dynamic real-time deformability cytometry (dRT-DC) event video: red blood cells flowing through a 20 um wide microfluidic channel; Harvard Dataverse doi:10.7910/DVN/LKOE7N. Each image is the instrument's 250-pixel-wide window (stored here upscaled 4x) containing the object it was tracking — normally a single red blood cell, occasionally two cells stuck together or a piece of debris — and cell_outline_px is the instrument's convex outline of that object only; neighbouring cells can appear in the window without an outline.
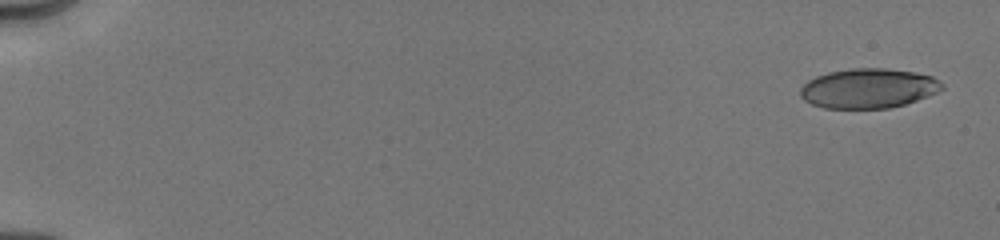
{"species": "human", "species_latin": "Homo sapiens", "temperature_condition": "cold", "stored_images_in_passage": 14, "camera_frame_rate_fps": 3000, "um_per_image_px": 0.085, "donor": {"sex": "male"}, "frame": {"image": 1, "passage_image": 1, "time_ms": 0.0, "image_size_px": [1000, 240], "cell_outline_px": [[944, 88], [936, 92], [916, 100], [904, 104], [888, 108], [824, 108], [812, 104], [804, 100], [800, 96], [800, 88], [808, 80], [816, 76], [828, 72], [852, 68], [888, 68], [916, 72], [932, 76], [940, 80], [944, 84]], "centroid_in_image_um": [73.81, 7.5], "position_along_channel_um": 11.2, "area_um2": 32.83}}
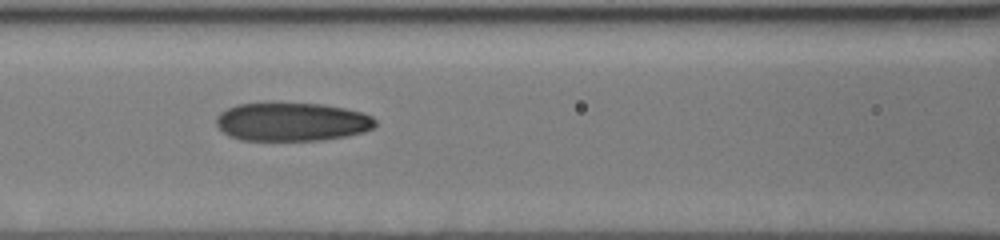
{"frame": {"image": 2, "passage_image": 12, "time_ms": 7.667, "image_size_px": [1000, 240], "cell_outline_px": [[376, 124], [372, 128], [364, 132], [348, 136], [320, 140], [240, 140], [228, 136], [216, 124], [216, 116], [220, 112], [236, 104], [324, 104], [344, 108], [360, 112], [372, 116], [376, 120]], "centroid_in_image_um": [24.81, 10.37], "position_along_channel_um": 141.8, "area_um2": 35.49}}
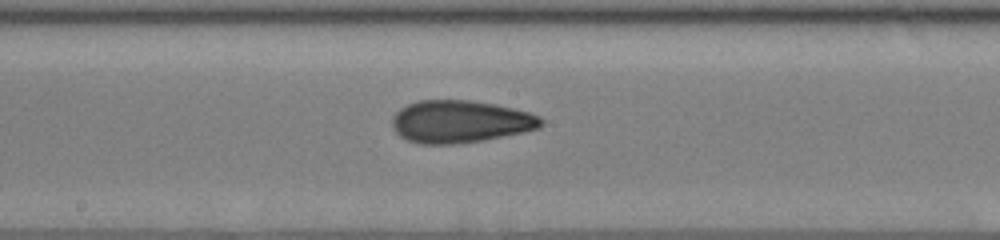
{"frame": {"image": 3, "passage_image": 14, "time_ms": 9.333, "image_size_px": [1000, 240], "cell_outline_px": [[544, 124], [540, 128], [484, 140], [456, 144], [420, 144], [408, 140], [400, 136], [392, 128], [392, 116], [400, 108], [408, 104], [420, 100], [468, 100], [496, 104], [528, 112], [540, 116], [544, 120]], "centroid_in_image_um": [39.11, 10.33], "position_along_channel_um": 209.1, "area_um2": 36.93}}